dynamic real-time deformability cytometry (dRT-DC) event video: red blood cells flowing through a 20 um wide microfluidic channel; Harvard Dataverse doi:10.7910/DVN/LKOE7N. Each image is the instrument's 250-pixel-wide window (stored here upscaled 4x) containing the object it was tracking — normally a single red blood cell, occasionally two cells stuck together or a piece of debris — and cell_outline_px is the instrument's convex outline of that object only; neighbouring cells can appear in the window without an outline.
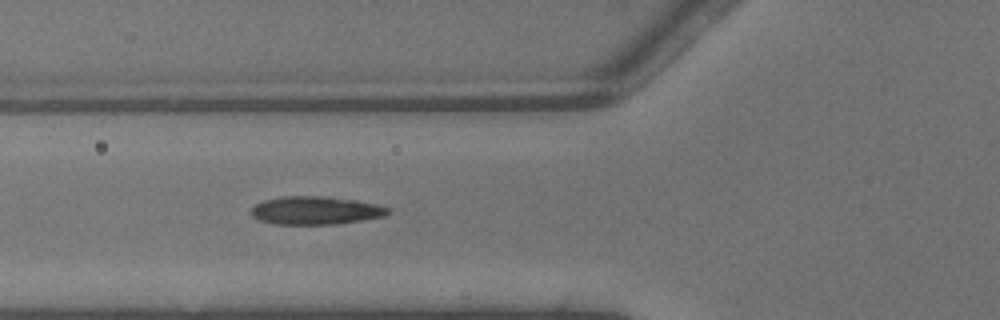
{"species": "common noctule bat (a hibernating species)", "species_latin": "Nyctalus noctula", "temperature_condition": "warm", "stored_images_in_passage": 5, "camera_frame_rate_fps": 3000, "um_per_image_px": 0.085, "animal": {"sex": "male", "body_mass_g": 13.3}, "frame": {"image": 1, "passage_image": 5, "time_ms": 1.333, "image_size_px": [1000, 320], "cell_outline_px": [[388, 212], [384, 216], [364, 220], [332, 224], [272, 224], [260, 220], [252, 216], [252, 208], [256, 204], [264, 200], [284, 196], [328, 196], [356, 200], [376, 204], [388, 208]], "centroid_in_image_um": [26.81, 17.88], "position_along_channel_um": 99.0, "area_um2": 22.31}}